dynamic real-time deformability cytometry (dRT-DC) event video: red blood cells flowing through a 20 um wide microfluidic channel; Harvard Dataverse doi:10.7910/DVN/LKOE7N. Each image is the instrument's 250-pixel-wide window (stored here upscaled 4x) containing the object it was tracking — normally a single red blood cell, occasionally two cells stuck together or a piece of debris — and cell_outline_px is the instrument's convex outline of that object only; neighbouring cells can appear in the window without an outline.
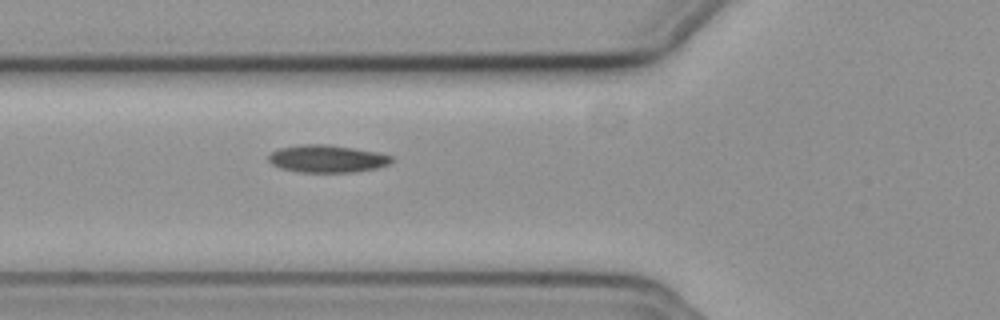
{"species": "common noctule bat (a hibernating species)", "species_latin": "Nyctalus noctula", "temperature_condition": "cold", "stored_images_in_passage": 40, "camera_frame_rate_fps": 3000, "um_per_image_px": 0.085, "animal": {"sex": "female", "body_mass_g": 19.3, "forearm_length_mm": 54.1}, "frame": {"image": 1, "passage_image": 7, "time_ms": 2.0, "image_size_px": [1000, 320], "cell_outline_px": [[392, 160], [388, 164], [376, 168], [356, 172], [300, 172], [280, 168], [272, 164], [268, 160], [268, 156], [272, 152], [280, 148], [300, 144], [328, 144], [376, 152], [392, 156]], "centroid_in_image_um": [27.78, 13.49], "position_along_channel_um": 98.0, "area_um2": 19.59}}
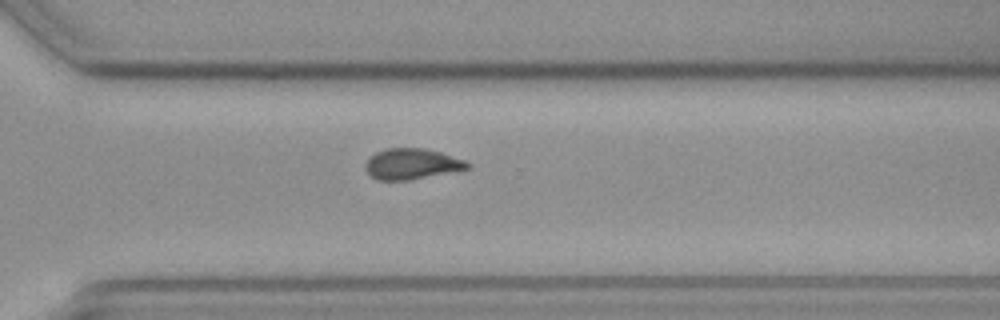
{"frame": {"image": 2, "passage_image": 26, "time_ms": 8.333, "image_size_px": [1000, 320], "cell_outline_px": [[472, 168], [408, 180], [376, 180], [368, 172], [364, 164], [376, 152], [388, 148], [424, 148], [440, 152], [464, 160], [472, 164]], "centroid_in_image_um": [35.03, 13.93], "position_along_channel_um": 335.6, "area_um2": 18.15}}
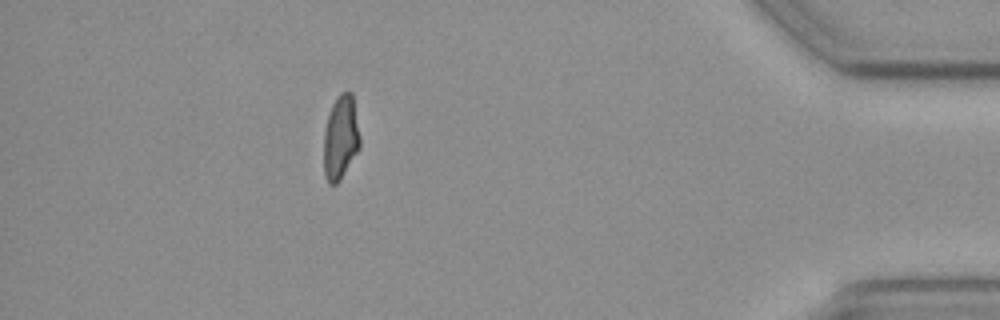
{"frame": {"image": 3, "passage_image": 36, "time_ms": 11.667, "image_size_px": [1000, 320], "cell_outline_px": [[360, 148], [340, 180], [336, 184], [328, 184], [324, 176], [324, 132], [328, 116], [332, 104], [340, 92], [352, 92], [360, 136]], "centroid_in_image_um": [28.95, 11.71], "position_along_channel_um": 406.2, "area_um2": 17.8}}